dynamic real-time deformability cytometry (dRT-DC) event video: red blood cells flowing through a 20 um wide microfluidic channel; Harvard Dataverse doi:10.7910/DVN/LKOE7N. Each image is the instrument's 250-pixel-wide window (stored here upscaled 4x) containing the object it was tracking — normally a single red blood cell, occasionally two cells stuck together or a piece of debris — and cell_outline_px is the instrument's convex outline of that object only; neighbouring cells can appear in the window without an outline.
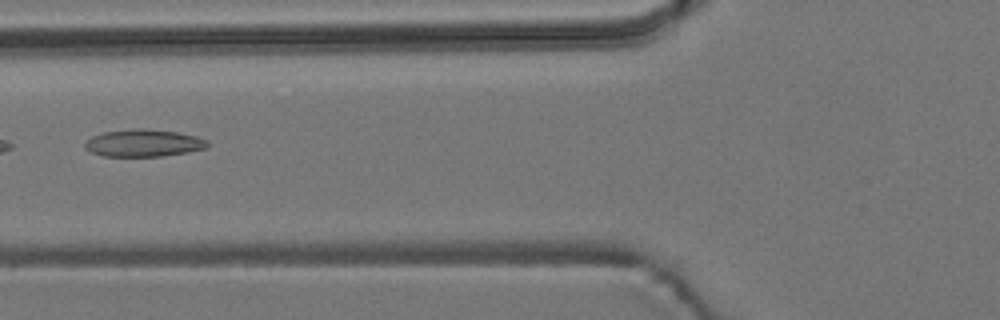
{"species": "common noctule bat (a hibernating species)", "species_latin": "Nyctalus noctula", "temperature_condition": "room temperature", "stored_images_in_passage": 6, "camera_frame_rate_fps": 3000, "um_per_image_px": 0.085, "animal": {"sex": "male", "body_mass_g": 19.2, "forearm_length_mm": 51.8}, "frame": {"image": 1, "passage_image": 6, "time_ms": 6.667, "image_size_px": [1000, 320], "cell_outline_px": [[208, 148], [188, 152], [160, 156], [104, 156], [92, 152], [84, 148], [84, 144], [92, 136], [104, 132], [132, 128], [144, 128], [176, 132], [196, 136], [208, 140]], "centroid_in_image_um": [12.21, 12.15], "position_along_channel_um": 113.6, "area_um2": 19.48}}